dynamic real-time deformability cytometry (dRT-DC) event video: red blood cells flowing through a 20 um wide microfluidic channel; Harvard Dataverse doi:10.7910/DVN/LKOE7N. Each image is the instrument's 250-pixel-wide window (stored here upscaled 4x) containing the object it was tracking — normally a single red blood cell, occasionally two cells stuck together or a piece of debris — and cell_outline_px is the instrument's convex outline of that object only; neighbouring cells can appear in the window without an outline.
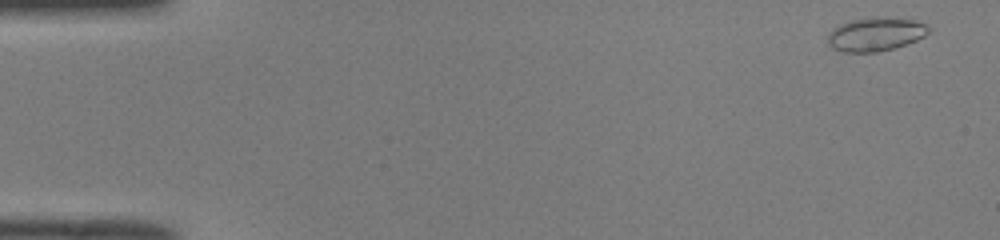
{"species": "common noctule bat (a hibernating species)", "species_latin": "Nyctalus noctula", "temperature_condition": "room temperature", "stored_images_in_passage": 51, "camera_frame_rate_fps": 3000, "um_per_image_px": 0.085, "animal": {"sex": "male", "body_mass_g": 19.0, "forearm_length_mm": 50.8}, "frame": {"image": 1, "passage_image": 2, "time_ms": 0.333, "image_size_px": [1000, 240], "cell_outline_px": [[932, 28], [924, 36], [916, 40], [892, 48], [876, 52], [840, 52], [832, 48], [828, 44], [828, 32], [832, 28], [840, 24], [852, 20], [872, 16], [888, 16], [912, 20], [924, 24]], "centroid_in_image_um": [74.38, 2.89], "position_along_channel_um": 10.6, "area_um2": 19.94}}
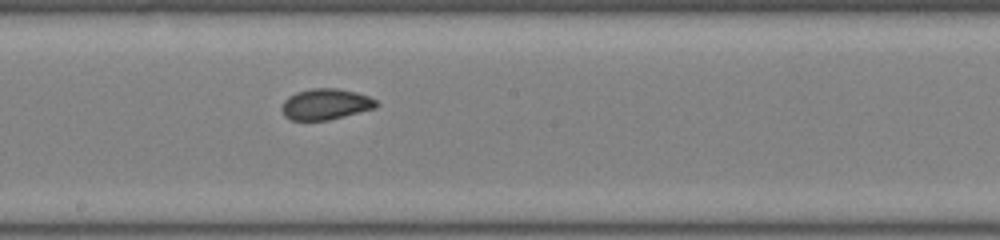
{"frame": {"image": 2, "passage_image": 28, "time_ms": 9.0, "image_size_px": [1000, 240], "cell_outline_px": [[380, 104], [376, 108], [328, 120], [292, 120], [284, 116], [280, 108], [284, 100], [288, 96], [296, 92], [312, 88], [336, 88], [356, 92], [368, 96], [376, 100]], "centroid_in_image_um": [27.67, 8.85], "position_along_channel_um": 220.5, "area_um2": 17.17}}
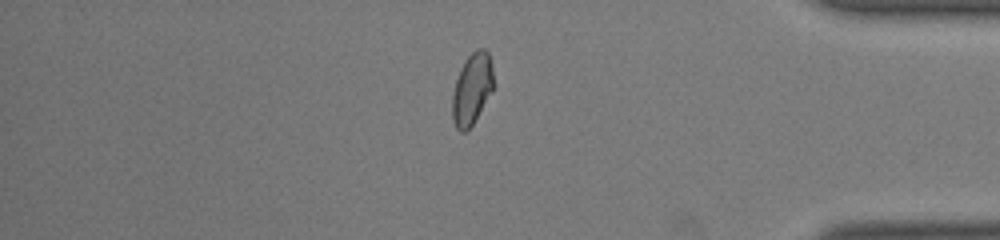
{"frame": {"image": 3, "passage_image": 43, "time_ms": 14.0, "image_size_px": [1000, 240], "cell_outline_px": [[492, 88], [472, 124], [464, 132], [460, 132], [456, 128], [452, 120], [452, 96], [456, 80], [460, 68], [464, 60], [476, 48], [484, 48], [488, 52], [492, 64]], "centroid_in_image_um": [40.08, 7.52], "position_along_channel_um": 395.1, "area_um2": 16.76}, "authors_computed_cell_mechanics": {"area_um2": 17.629, "velocity_mm_per_s": 4.0132, "shape_relaxation_time_tau1_ms": 8.379, "shape_relaxation_time_tau2_ms": 1.0427, "deformation_change_tau1": 0.1551, "deformation_change_tau2": 0.0542}}